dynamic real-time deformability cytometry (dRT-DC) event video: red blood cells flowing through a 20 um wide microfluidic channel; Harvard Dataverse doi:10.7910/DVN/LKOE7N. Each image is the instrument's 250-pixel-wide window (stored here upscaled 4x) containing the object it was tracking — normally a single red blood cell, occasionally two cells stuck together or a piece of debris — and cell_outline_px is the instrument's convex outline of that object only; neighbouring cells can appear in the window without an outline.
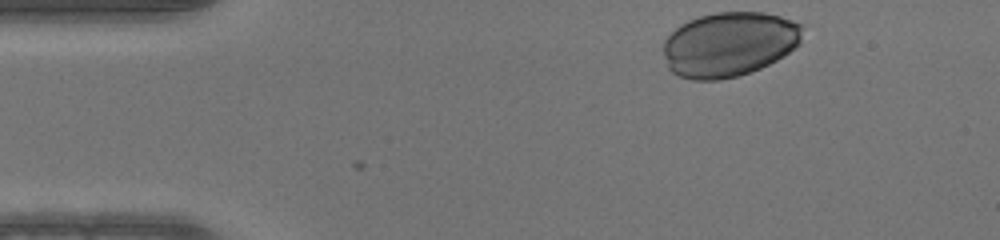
{"species": "human", "species_latin": "Homo sapiens", "temperature_condition": "warm", "stored_images_in_passage": 34, "camera_frame_rate_fps": 3000, "um_per_image_px": 0.085, "donor": {"sex": "male"}, "frame": {"image": 1, "passage_image": 1, "time_ms": 0.0, "image_size_px": [1000, 240], "cell_outline_px": [[804, 24], [800, 44], [796, 48], [776, 60], [760, 68], [736, 76], [720, 80], [692, 80], [680, 76], [672, 72], [668, 68], [664, 56], [664, 40], [680, 24], [688, 20], [700, 16], [716, 12], [764, 12], [780, 16]], "centroid_in_image_um": [62.0, 3.75], "position_along_channel_um": 23.0, "area_um2": 52.66}}
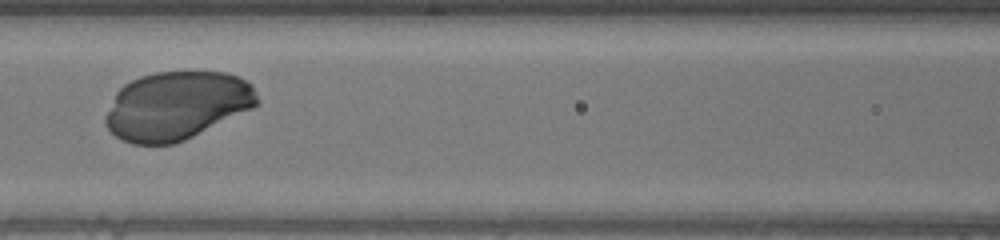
{"frame": {"image": 2, "passage_image": 16, "time_ms": 5.0, "image_size_px": [1000, 240], "cell_outline_px": [[260, 104], [252, 108], [184, 140], [172, 144], [132, 144], [120, 140], [104, 124], [104, 116], [116, 92], [124, 84], [140, 76], [156, 72], [228, 72], [252, 84], [260, 100]], "centroid_in_image_um": [15.0, 8.98], "position_along_channel_um": 151.6, "area_um2": 60.34}}
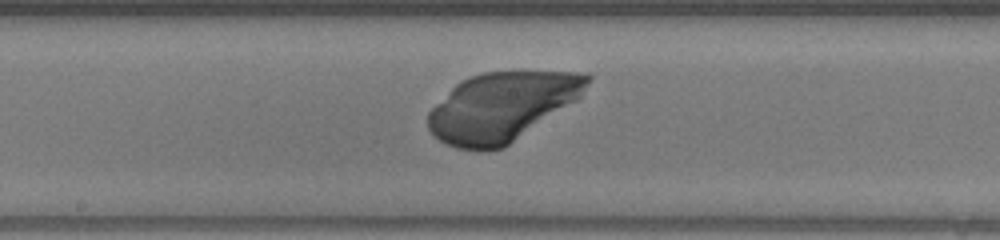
{"frame": {"image": 3, "passage_image": 20, "time_ms": 6.333, "image_size_px": [1000, 240], "cell_outline_px": [[592, 76], [580, 96], [576, 100], [504, 148], [456, 148], [444, 144], [428, 128], [428, 112], [460, 80], [468, 76], [484, 72], [520, 68], [588, 72]], "centroid_in_image_um": [42.72, 8.98], "position_along_channel_um": 205.5, "area_um2": 64.5}}